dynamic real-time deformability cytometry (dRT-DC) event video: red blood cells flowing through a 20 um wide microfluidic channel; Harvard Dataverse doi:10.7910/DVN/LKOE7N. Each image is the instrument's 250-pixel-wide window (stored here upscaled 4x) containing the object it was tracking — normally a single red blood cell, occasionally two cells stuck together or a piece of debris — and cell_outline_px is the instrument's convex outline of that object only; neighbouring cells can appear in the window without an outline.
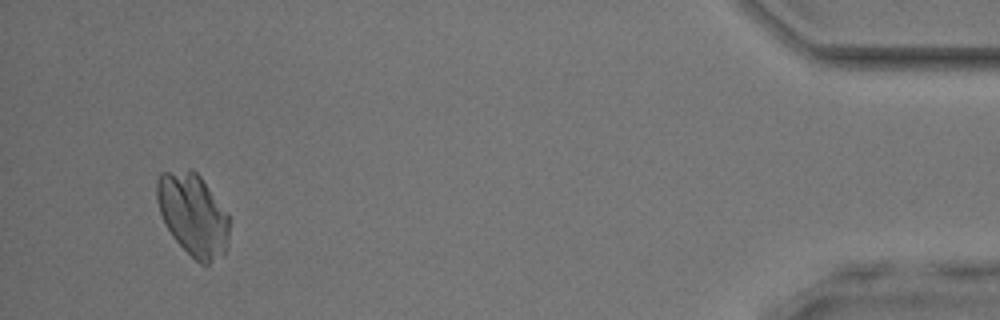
{"species": "common noctule bat (a hibernating species)", "species_latin": "Nyctalus noctula", "temperature_condition": "room temperature", "stored_images_in_passage": 48, "camera_frame_rate_fps": 3000, "um_per_image_px": 0.085, "animal": {"sex": "male", "body_mass_g": 17.9, "forearm_length_mm": 54.2}, "frame": {"image": 1, "passage_image": 46, "time_ms": 15.0, "image_size_px": [1000, 320], "cell_outline_px": [[228, 244], [224, 252], [208, 264], [200, 264], [172, 236], [164, 224], [156, 200], [156, 180], [160, 172], [192, 168], [200, 176], [228, 212]], "centroid_in_image_um": [16.38, 18.19], "position_along_channel_um": 418.8, "area_um2": 34.8}}